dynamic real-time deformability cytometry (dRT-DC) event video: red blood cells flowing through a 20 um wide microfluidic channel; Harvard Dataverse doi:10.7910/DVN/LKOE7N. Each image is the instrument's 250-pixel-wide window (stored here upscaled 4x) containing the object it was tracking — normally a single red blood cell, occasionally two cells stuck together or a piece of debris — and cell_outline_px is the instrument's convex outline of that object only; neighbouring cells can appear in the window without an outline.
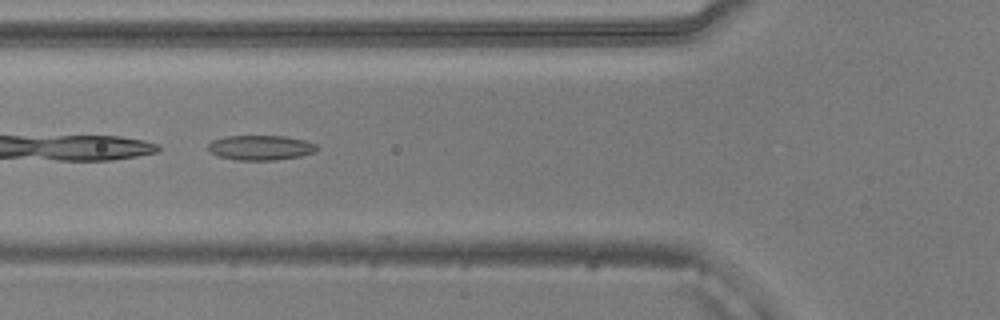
{"species": "common noctule bat (a hibernating species)", "species_latin": "Nyctalus noctula", "temperature_condition": "warm", "stored_images_in_passage": 9, "camera_frame_rate_fps": 3000, "um_per_image_px": 0.085, "animal": {"sex": "male", "body_mass_g": 20.5, "forearm_length_mm": 52.5}, "frame": {"image": 1, "passage_image": 3, "time_ms": 0.667, "image_size_px": [1000, 320], "cell_outline_px": [[316, 148], [312, 152], [300, 156], [276, 160], [236, 160], [216, 156], [208, 148], [208, 144], [212, 140], [224, 136], [284, 136], [304, 140], [316, 144]], "centroid_in_image_um": [22.09, 12.55], "position_along_channel_um": 103.7, "area_um2": 15.66}}
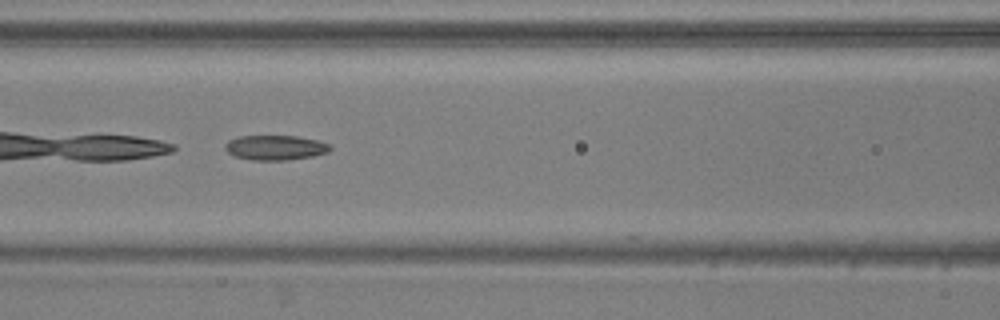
{"frame": {"image": 2, "passage_image": 6, "time_ms": 1.667, "image_size_px": [1000, 320], "cell_outline_px": [[332, 148], [328, 152], [312, 156], [288, 160], [252, 160], [236, 156], [228, 152], [224, 148], [228, 140], [240, 136], [296, 136], [316, 140], [332, 144]], "centroid_in_image_um": [23.43, 12.54], "position_along_channel_um": 143.2, "area_um2": 15.14}}